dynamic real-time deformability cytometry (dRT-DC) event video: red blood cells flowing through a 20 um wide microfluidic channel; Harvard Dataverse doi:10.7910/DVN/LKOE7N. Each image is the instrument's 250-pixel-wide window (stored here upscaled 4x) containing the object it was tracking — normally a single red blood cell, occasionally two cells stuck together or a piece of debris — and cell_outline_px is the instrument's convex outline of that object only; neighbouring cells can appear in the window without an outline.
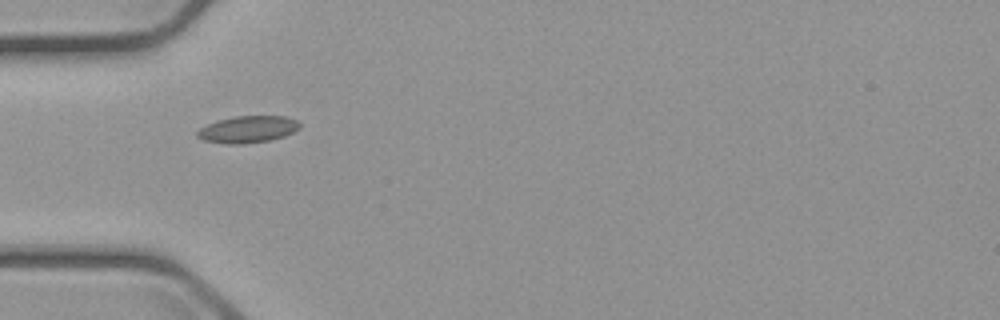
{"species": "common noctule bat (a hibernating species)", "species_latin": "Nyctalus noctula", "temperature_condition": "cold", "stored_images_in_passage": 3, "camera_frame_rate_fps": 3000, "um_per_image_px": 0.085, "animal": {"sex": "male", "body_mass_g": 23.1, "forearm_length_mm": 52.7}, "frame": {"image": 1, "passage_image": 2, "time_ms": 1.333, "image_size_px": [1000, 320], "cell_outline_px": [[300, 128], [284, 136], [268, 140], [240, 144], [228, 144], [204, 140], [196, 136], [196, 132], [200, 128], [216, 120], [236, 116], [288, 116], [296, 120], [300, 124]], "centroid_in_image_um": [21.05, 10.98], "position_along_channel_um": 63.9, "area_um2": 15.95}}